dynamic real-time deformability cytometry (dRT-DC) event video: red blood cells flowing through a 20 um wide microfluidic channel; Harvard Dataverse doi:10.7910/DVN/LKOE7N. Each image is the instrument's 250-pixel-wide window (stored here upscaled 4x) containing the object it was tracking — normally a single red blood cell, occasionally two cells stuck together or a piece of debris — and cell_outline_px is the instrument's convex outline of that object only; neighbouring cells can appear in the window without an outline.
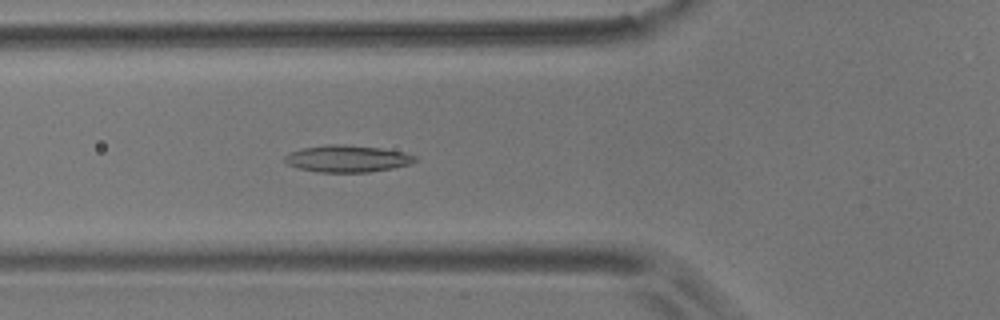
{"species": "common noctule bat (a hibernating species)", "species_latin": "Nyctalus noctula", "temperature_condition": "room temperature", "stored_images_in_passage": 4, "camera_frame_rate_fps": 3000, "um_per_image_px": 0.085, "animal": {"sex": "male", "body_mass_g": 17.9}, "frame": {"image": 1, "passage_image": 4, "time_ms": 4.667, "image_size_px": [1000, 320], "cell_outline_px": [[416, 160], [412, 164], [392, 168], [368, 172], [320, 172], [296, 168], [288, 164], [284, 160], [284, 156], [288, 152], [304, 148], [324, 144], [344, 144], [380, 148], [404, 152], [416, 156]], "centroid_in_image_um": [29.5, 13.48], "position_along_channel_um": 96.3, "area_um2": 20.52}}